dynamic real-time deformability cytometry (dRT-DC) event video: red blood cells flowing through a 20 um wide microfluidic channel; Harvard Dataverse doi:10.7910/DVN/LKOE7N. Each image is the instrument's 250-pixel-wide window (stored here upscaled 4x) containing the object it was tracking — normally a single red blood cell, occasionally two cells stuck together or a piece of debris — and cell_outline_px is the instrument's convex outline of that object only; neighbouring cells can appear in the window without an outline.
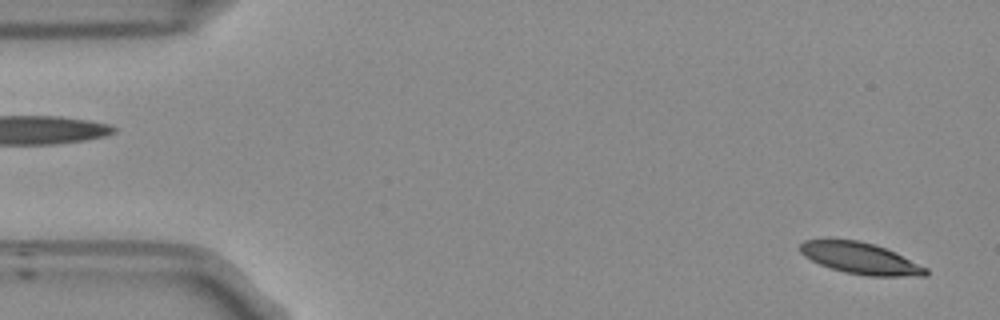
{"species": "Egyptian fruit bat (a non-hibernating species)", "species_latin": "Rousettus aegyptiacus", "temperature_condition": "room temperature", "stored_images_in_passage": 53, "camera_frame_rate_fps": 3000, "um_per_image_px": 0.085, "frame": {"image": 1, "passage_image": 2, "time_ms": 0.333, "image_size_px": [1000, 320], "cell_outline_px": [[928, 272], [924, 276], [868, 276], [848, 272], [832, 268], [820, 264], [804, 256], [800, 252], [800, 244], [804, 240], [860, 240], [876, 244], [928, 268]], "centroid_in_image_um": [73.14, 21.95], "position_along_channel_um": 11.9, "area_um2": 22.6}}
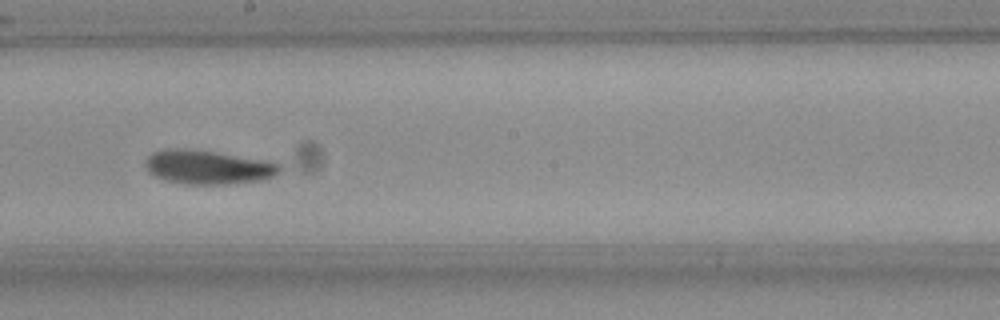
{"frame": {"image": 2, "passage_image": 29, "time_ms": 9.333, "image_size_px": [1000, 320], "cell_outline_px": [[280, 172], [272, 176], [260, 180], [224, 184], [188, 184], [168, 180], [156, 176], [148, 172], [144, 164], [148, 156], [152, 152], [168, 148], [184, 148], [216, 152], [280, 164]], "centroid_in_image_um": [17.6, 14.2], "position_along_channel_um": 230.6, "area_um2": 26.07}}
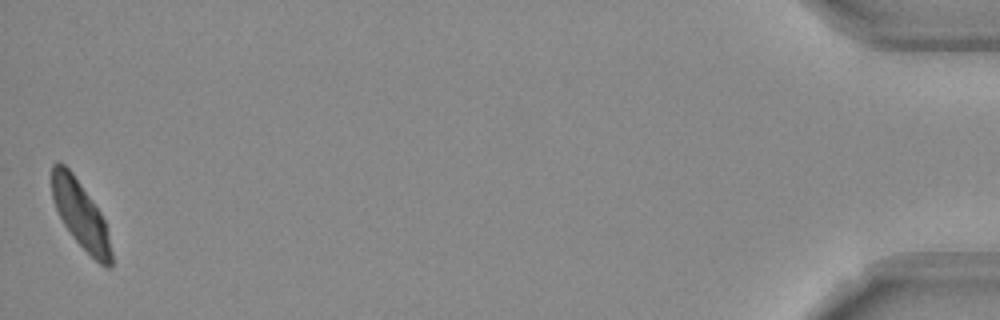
{"frame": {"image": 3, "passage_image": 53, "time_ms": 17.333, "image_size_px": [1000, 320], "cell_outline_px": [[112, 268], [108, 268], [100, 264], [72, 236], [64, 224], [56, 208], [52, 196], [52, 164], [56, 160], [60, 160], [72, 172], [100, 212], [104, 220], [112, 252]], "centroid_in_image_um": [6.84, 18.22], "position_along_channel_um": 428.4, "area_um2": 22.89}, "authors_computed_cell_mechanics": {"area_um2": 24.854, "velocity_mm_per_s": 3.7091, "shape_relaxation_time_tau1_ms": 3.6456, "shape_relaxation_time_tau2_ms": 2.8154, "deformation_change_tau1": 0.1329, "deformation_change_tau2": 0.0844}}